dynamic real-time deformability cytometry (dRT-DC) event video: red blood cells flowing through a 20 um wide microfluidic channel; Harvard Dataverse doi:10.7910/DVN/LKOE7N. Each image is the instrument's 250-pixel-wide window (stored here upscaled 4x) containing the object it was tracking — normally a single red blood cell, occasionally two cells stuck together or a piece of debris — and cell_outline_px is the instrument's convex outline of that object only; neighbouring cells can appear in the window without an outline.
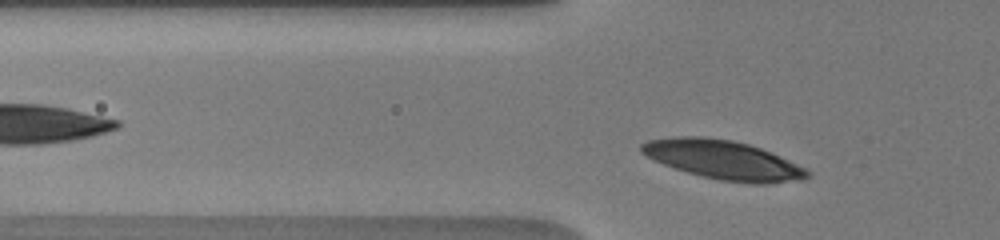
{"species": "human", "species_latin": "Homo sapiens", "temperature_condition": "warm", "stored_images_in_passage": 4, "camera_frame_rate_fps": 3000, "um_per_image_px": 0.085, "donor": {"sex": "male"}, "frame": {"image": 1, "passage_image": 2, "time_ms": 0.333, "image_size_px": [1000, 240], "cell_outline_px": [[812, 176], [804, 180], [760, 184], [756, 184], [720, 180], [688, 172], [664, 164], [640, 152], [640, 144], [648, 140], [676, 136], [704, 136], [732, 140], [748, 144], [772, 152], [812, 172]], "centroid_in_image_um": [61.51, 13.58], "position_along_channel_um": 64.3, "area_um2": 37.57}}
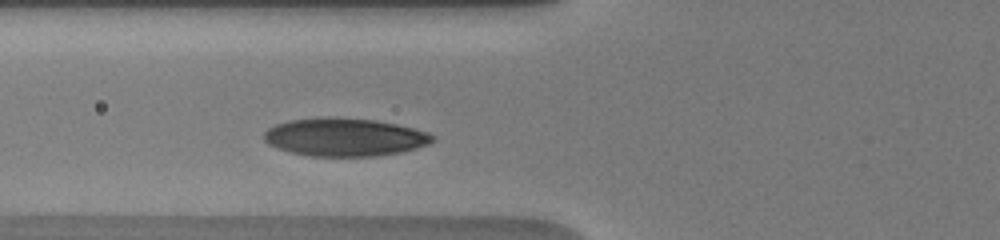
{"frame": {"image": 2, "passage_image": 4, "time_ms": 1.333, "image_size_px": [1000, 240], "cell_outline_px": [[436, 140], [428, 144], [404, 152], [372, 156], [308, 156], [276, 148], [268, 144], [264, 140], [264, 132], [268, 128], [276, 124], [288, 120], [320, 116], [332, 116], [376, 120], [396, 124], [428, 132], [436, 136]], "centroid_in_image_um": [29.29, 11.64], "position_along_channel_um": 96.5, "area_um2": 37.86}}